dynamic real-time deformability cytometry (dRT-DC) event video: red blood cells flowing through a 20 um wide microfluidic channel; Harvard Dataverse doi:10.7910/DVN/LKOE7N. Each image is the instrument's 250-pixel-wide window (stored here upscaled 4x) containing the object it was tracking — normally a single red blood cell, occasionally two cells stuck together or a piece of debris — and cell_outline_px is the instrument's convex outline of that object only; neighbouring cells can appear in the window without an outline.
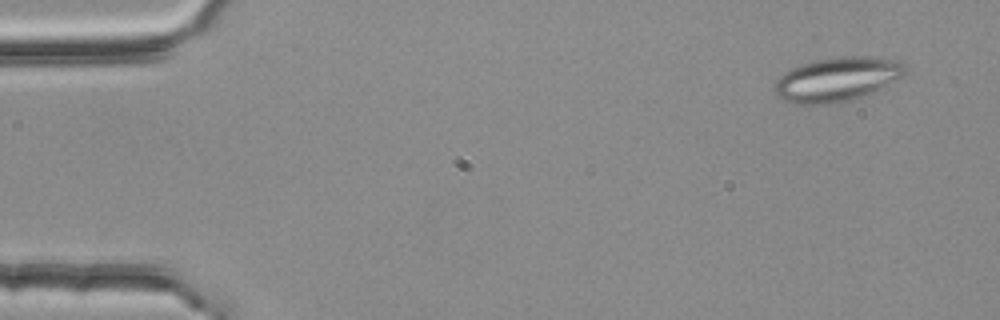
{"species": "common noctule bat (a hibernating species)", "species_latin": "Nyctalus noctula", "temperature_condition": "room temperature", "stored_images_in_passage": 3, "camera_frame_rate_fps": 3000, "um_per_image_px": 0.085, "animal": {"sex": "female", "body_mass_g": 25.1}, "frame": {"image": 1, "passage_image": 1, "time_ms": 0.0, "image_size_px": [1000, 320], "cell_outline_px": [[904, 76], [872, 92], [848, 100], [828, 104], [792, 104], [780, 100], [776, 96], [772, 88], [776, 80], [788, 68], [812, 60], [844, 56], [872, 56], [896, 60], [904, 64]], "centroid_in_image_um": [71.06, 6.73], "position_along_channel_um": 13.9, "area_um2": 33.87}}